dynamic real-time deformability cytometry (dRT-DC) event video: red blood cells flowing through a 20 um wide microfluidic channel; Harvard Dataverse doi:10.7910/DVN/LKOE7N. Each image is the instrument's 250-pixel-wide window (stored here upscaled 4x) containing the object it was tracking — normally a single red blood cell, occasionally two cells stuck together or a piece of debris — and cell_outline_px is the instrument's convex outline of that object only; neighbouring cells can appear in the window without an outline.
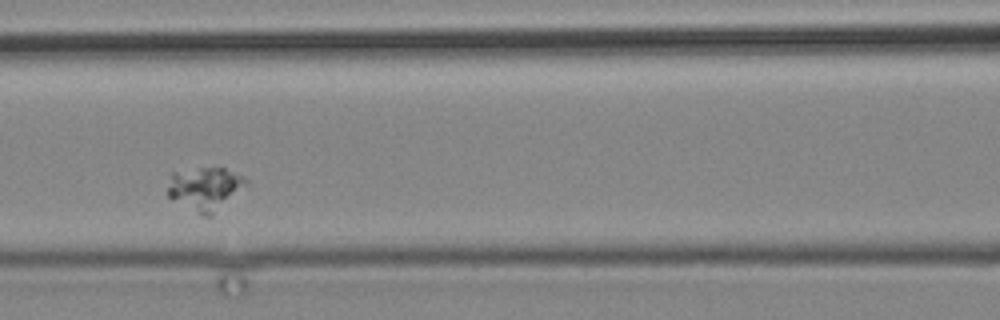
{"species": "common noctule bat (a hibernating species)", "species_latin": "Nyctalus noctula", "temperature_condition": "cold", "stored_images_in_passage": 5, "camera_frame_rate_fps": 3000, "um_per_image_px": 0.085, "animal": {"sex": "male", "body_mass_g": 19.2, "forearm_length_mm": 51.8}, "frame": {"image": 1, "passage_image": 3, "time_ms": 2.333, "image_size_px": [1000, 320], "cell_outline_px": [[252, 184], [212, 216], [204, 216], [168, 196], [168, 188], [172, 172], [200, 168], [224, 168], [244, 176]], "centroid_in_image_um": [17.54, 16.03], "position_along_channel_um": 149.1, "area_um2": 19.88}}
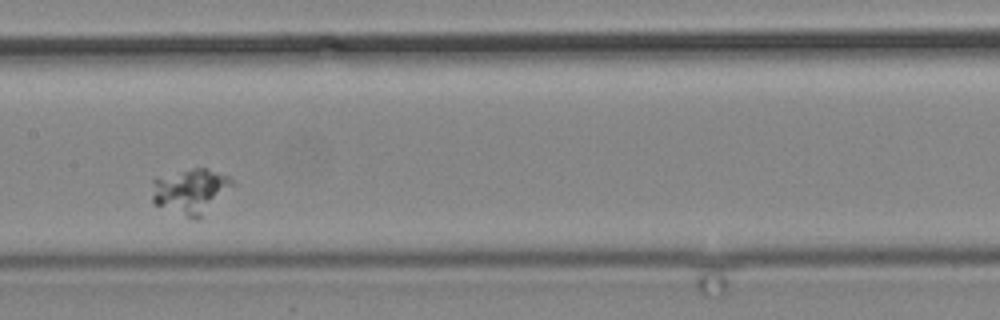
{"frame": {"image": 2, "passage_image": 4, "time_ms": 3.667, "image_size_px": [1000, 320], "cell_outline_px": [[236, 184], [196, 220], [152, 204], [152, 180], [156, 176], [192, 168], [204, 168], [228, 176]], "centroid_in_image_um": [16.14, 16.23], "position_along_channel_um": 191.3, "area_um2": 21.1}}
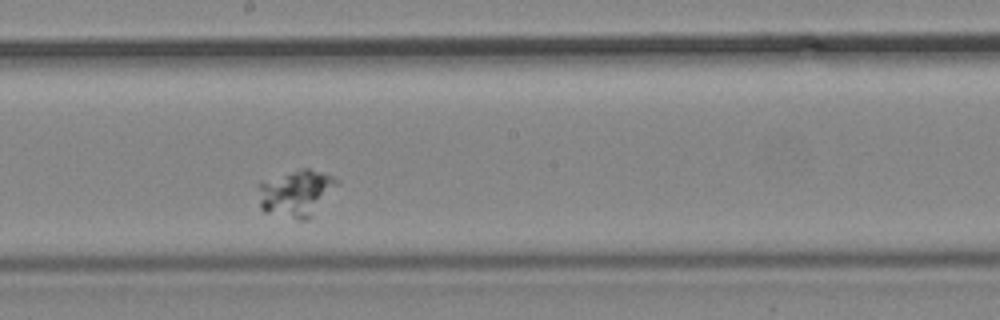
{"frame": {"image": 3, "passage_image": 5, "time_ms": 4.667, "image_size_px": [1000, 320], "cell_outline_px": [[340, 184], [308, 220], [296, 220], [264, 212], [260, 208], [256, 184], [260, 180], [296, 168], [308, 168], [336, 176], [340, 180]], "centroid_in_image_um": [25.15, 16.38], "position_along_channel_um": 223.1, "area_um2": 22.43}}